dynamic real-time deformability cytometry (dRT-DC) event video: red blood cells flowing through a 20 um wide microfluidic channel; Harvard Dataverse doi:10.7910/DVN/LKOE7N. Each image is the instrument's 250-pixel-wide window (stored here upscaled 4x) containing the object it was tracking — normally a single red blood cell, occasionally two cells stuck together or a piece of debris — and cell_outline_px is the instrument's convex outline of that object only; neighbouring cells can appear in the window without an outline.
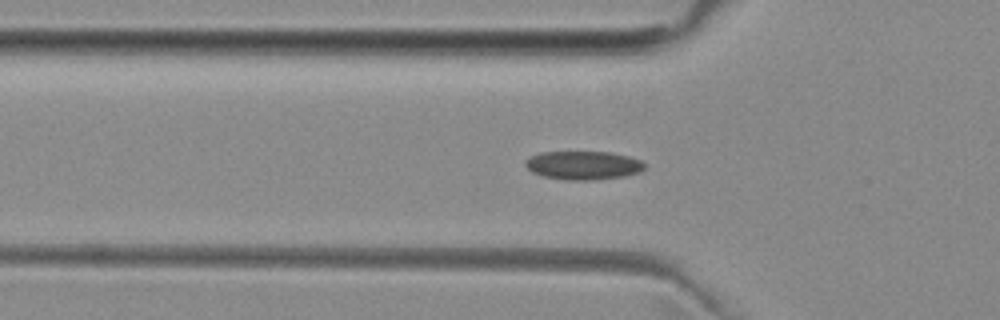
{"species": "common noctule bat (a hibernating species)", "species_latin": "Nyctalus noctula", "temperature_condition": "room temperature", "stored_images_in_passage": 45, "camera_frame_rate_fps": 3000, "um_per_image_px": 0.085, "animal": {"sex": "female", "body_mass_g": 29.2, "forearm_length_mm": 56.3}, "frame": {"image": 1, "passage_image": 17, "time_ms": 5.333, "image_size_px": [1000, 320], "cell_outline_px": [[644, 168], [640, 172], [624, 176], [592, 180], [564, 180], [544, 176], [532, 172], [524, 164], [524, 160], [540, 152], [608, 152], [628, 156], [640, 160], [644, 164]], "centroid_in_image_um": [49.55, 14.05], "position_along_channel_um": 76.2, "area_um2": 19.77}}
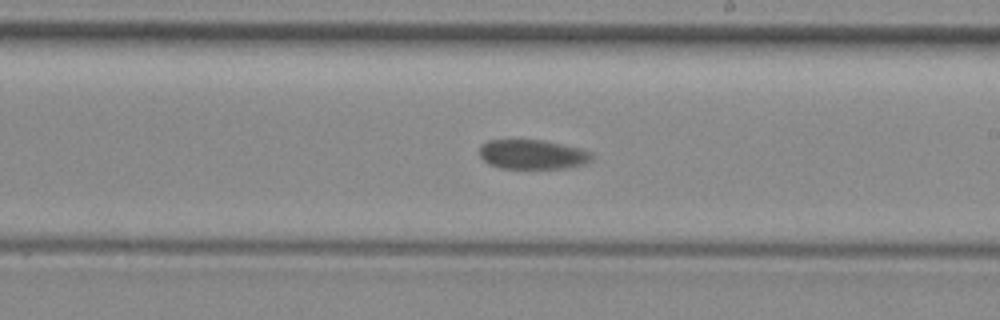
{"frame": {"image": 2, "passage_image": 30, "time_ms": 9.667, "image_size_px": [1000, 320], "cell_outline_px": [[592, 160], [584, 164], [568, 168], [500, 168], [488, 164], [480, 156], [480, 144], [488, 140], [544, 140], [580, 148], [592, 152]], "centroid_in_image_um": [45.27, 13.12], "position_along_channel_um": 243.7, "area_um2": 19.42}}
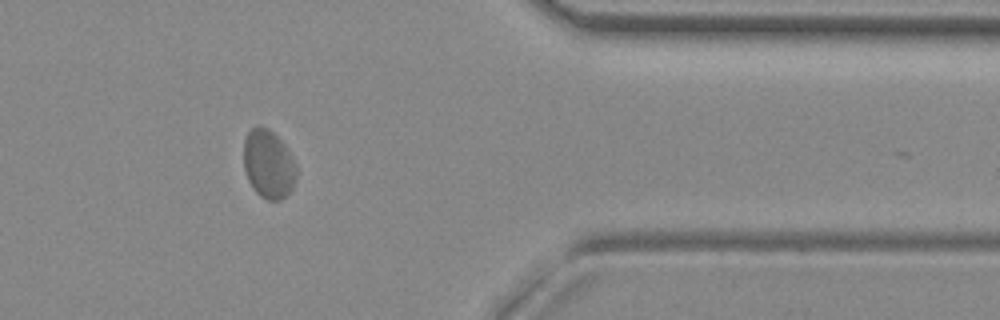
{"frame": {"image": 3, "passage_image": 43, "time_ms": 14.0, "image_size_px": [1000, 320], "cell_outline_px": [[296, 180], [292, 188], [280, 200], [268, 200], [260, 196], [252, 188], [248, 180], [244, 168], [244, 140], [248, 132], [256, 124], [260, 124], [268, 128], [284, 144], [292, 156], [296, 164]], "centroid_in_image_um": [22.81, 13.93], "position_along_channel_um": 388.6, "area_um2": 21.15}, "authors_computed_cell_mechanics": {"area_um2": 20.519, "velocity_mm_per_s": 3.8674, "shape_relaxation_time_tau1_ms": 6.0498, "shape_relaxation_time_tau2_ms": 10.1687, "deformation_change_tau1": 0.0691, "deformation_change_tau2": 0.0703}}